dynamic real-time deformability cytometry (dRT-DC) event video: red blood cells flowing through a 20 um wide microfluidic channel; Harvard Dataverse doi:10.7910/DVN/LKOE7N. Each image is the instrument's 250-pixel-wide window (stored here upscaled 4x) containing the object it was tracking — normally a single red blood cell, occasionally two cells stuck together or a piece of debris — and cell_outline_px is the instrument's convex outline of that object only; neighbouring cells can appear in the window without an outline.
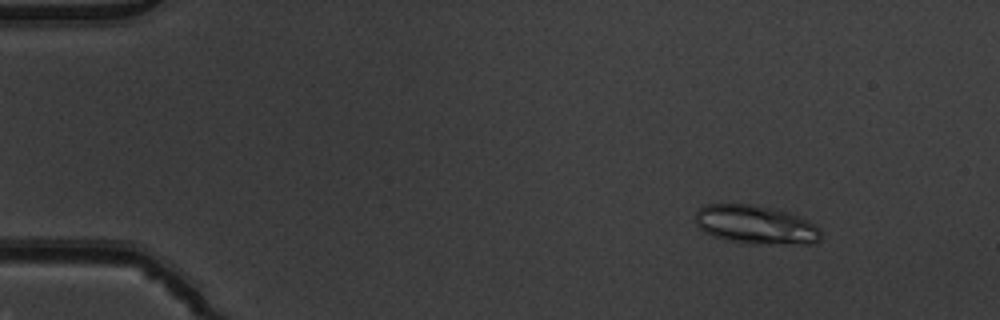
{"species": "common noctule bat (a hibernating species)", "species_latin": "Nyctalus noctula", "temperature_condition": "warm", "stored_images_in_passage": 49, "camera_frame_rate_fps": 3000, "um_per_image_px": 0.085, "animal": {"sex": "male", "body_mass_g": 19.5, "forearm_length_mm": 54.6}, "frame": {"image": 1, "passage_image": 3, "time_ms": 0.667, "image_size_px": [1000, 320], "cell_outline_px": [[820, 240], [816, 244], [756, 244], [724, 240], [712, 236], [704, 232], [696, 224], [696, 212], [704, 204], [748, 204], [772, 208], [792, 212], [816, 224], [820, 228]], "centroid_in_image_um": [64.27, 19.11], "position_along_channel_um": 20.7, "area_um2": 28.78}}
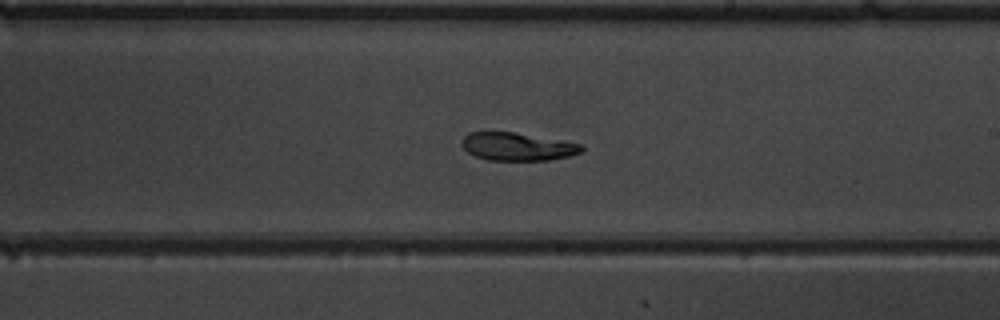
{"frame": {"image": 2, "passage_image": 28, "time_ms": 9.0, "image_size_px": [1000, 320], "cell_outline_px": [[584, 152], [572, 156], [548, 160], [488, 160], [476, 156], [468, 152], [460, 144], [460, 140], [468, 132], [516, 132], [580, 144], [584, 148]], "centroid_in_image_um": [43.98, 12.46], "position_along_channel_um": 245.0, "area_um2": 19.59}}
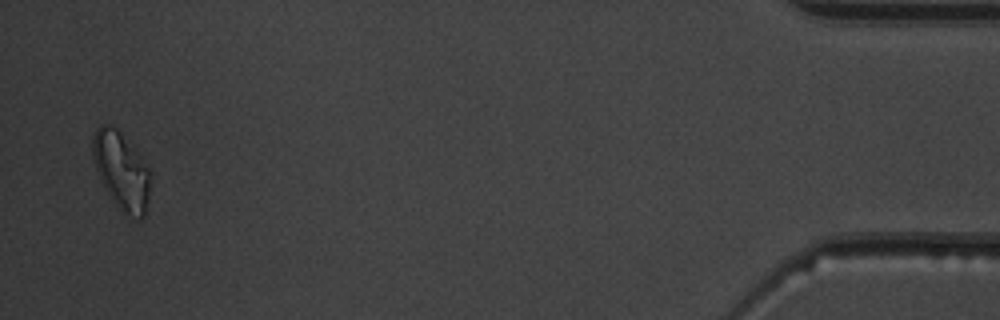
{"frame": {"image": 3, "passage_image": 48, "time_ms": 15.667, "image_size_px": [1000, 320], "cell_outline_px": [[152, 172], [148, 196], [144, 216], [140, 216], [120, 212], [108, 196], [92, 160], [92, 136], [96, 128], [100, 124], [108, 124], [116, 128], [132, 144]], "centroid_in_image_um": [10.29, 14.47], "position_along_channel_um": 424.9, "area_um2": 26.24}}